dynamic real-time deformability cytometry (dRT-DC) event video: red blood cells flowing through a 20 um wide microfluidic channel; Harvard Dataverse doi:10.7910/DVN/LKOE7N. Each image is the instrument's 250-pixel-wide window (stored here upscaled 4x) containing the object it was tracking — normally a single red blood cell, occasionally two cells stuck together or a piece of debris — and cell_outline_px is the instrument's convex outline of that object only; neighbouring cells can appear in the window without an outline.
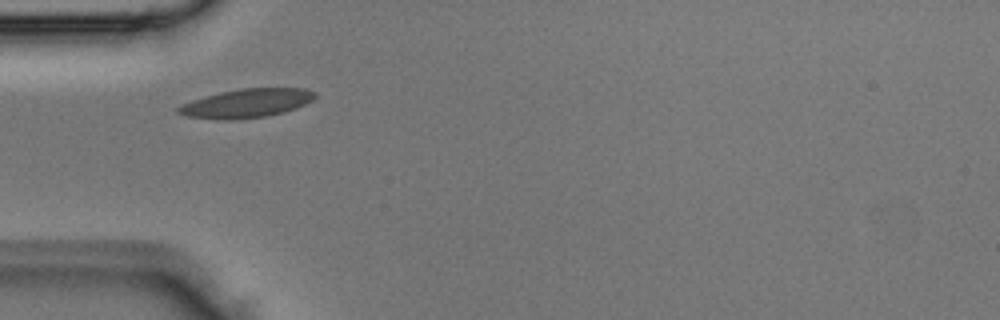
{"species": "Egyptian fruit bat (a non-hibernating species)", "species_latin": "Rousettus aegyptiacus", "temperature_condition": "room temperature", "stored_images_in_passage": 1, "camera_frame_rate_fps": 3000, "um_per_image_px": 0.085, "animal": {"sex": "male"}, "frame": {"image": 1, "passage_image": 1, "time_ms": 0.0, "image_size_px": [1000, 320], "cell_outline_px": [[316, 96], [312, 100], [296, 108], [284, 112], [264, 116], [236, 120], [216, 120], [184, 116], [176, 112], [176, 108], [192, 100], [220, 92], [240, 88], [304, 88], [316, 92]], "centroid_in_image_um": [20.93, 8.78], "position_along_channel_um": 64.1, "area_um2": 23.0}}